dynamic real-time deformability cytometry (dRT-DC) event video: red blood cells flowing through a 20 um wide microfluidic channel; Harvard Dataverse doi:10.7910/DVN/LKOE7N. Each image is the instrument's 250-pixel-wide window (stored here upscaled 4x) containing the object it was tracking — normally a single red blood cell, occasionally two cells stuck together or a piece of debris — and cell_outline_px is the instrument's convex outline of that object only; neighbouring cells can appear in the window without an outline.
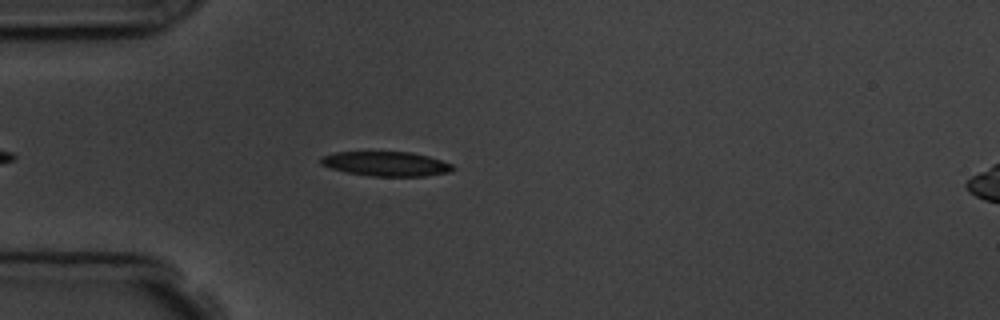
{"species": "common noctule bat (a hibernating species)", "species_latin": "Nyctalus noctula", "temperature_condition": "room temperature", "stored_images_in_passage": 4, "camera_frame_rate_fps": 3000, "um_per_image_px": 0.085, "animal": {"sex": "male", "body_mass_g": 19.5, "forearm_length_mm": 54.6}, "frame": {"image": 1, "passage_image": 4, "time_ms": 3.333, "image_size_px": [1000, 320], "cell_outline_px": [[456, 168], [448, 172], [424, 176], [372, 176], [344, 172], [320, 164], [320, 156], [336, 152], [412, 152], [428, 156], [452, 164]], "centroid_in_image_um": [32.79, 13.92], "position_along_channel_um": 52.2, "area_um2": 18.84}}